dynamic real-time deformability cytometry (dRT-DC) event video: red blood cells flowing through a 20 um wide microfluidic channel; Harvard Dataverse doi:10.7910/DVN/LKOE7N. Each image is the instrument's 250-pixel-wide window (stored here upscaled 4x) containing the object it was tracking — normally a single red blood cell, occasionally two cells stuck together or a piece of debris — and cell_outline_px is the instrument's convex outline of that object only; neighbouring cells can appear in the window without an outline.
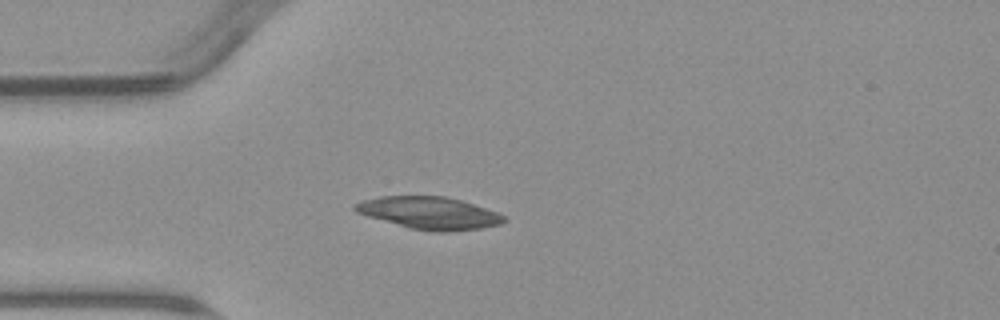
{"species": "common noctule bat (a hibernating species)", "species_latin": "Nyctalus noctula", "temperature_condition": "warm", "stored_images_in_passage": 4, "camera_frame_rate_fps": 3000, "um_per_image_px": 0.085, "animal": {"sex": "male", "body_mass_g": 23.1, "forearm_length_mm": 52.7}, "frame": {"image": 1, "passage_image": 3, "time_ms": 2.667, "image_size_px": [1000, 320], "cell_outline_px": [[508, 220], [500, 224], [480, 228], [444, 232], [432, 232], [408, 228], [368, 216], [356, 212], [352, 208], [356, 204], [364, 200], [380, 196], [444, 196], [460, 200], [496, 212], [504, 216]], "centroid_in_image_um": [36.48, 18.11], "position_along_channel_um": 48.5, "area_um2": 27.8}}